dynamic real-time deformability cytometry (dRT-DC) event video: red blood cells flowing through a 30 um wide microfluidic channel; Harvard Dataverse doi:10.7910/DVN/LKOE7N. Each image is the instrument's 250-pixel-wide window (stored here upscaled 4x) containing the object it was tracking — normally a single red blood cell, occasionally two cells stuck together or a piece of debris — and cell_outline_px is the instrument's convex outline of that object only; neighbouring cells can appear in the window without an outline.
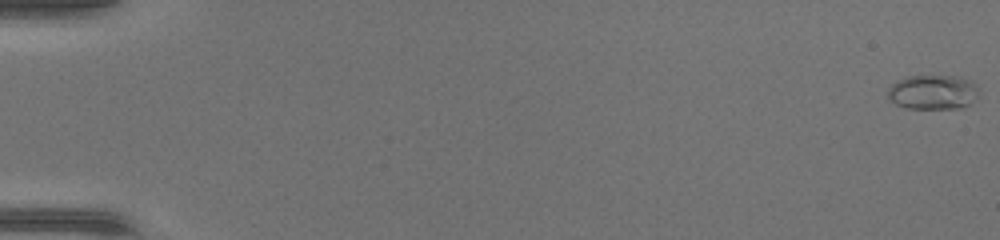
{"species": "common noctule bat (a hibernating species)", "species_latin": "Nyctalus noctula", "temperature_condition": "warm", "stored_images_in_passage": 48, "camera_frame_rate_fps": 3000, "um_per_image_px": 0.085, "animal": {"sex": "female", "body_mass_g": 17.0, "forearm_length_mm": 48.0}, "frame": {"image": 1, "passage_image": 1, "time_ms": 0.0, "image_size_px": [1000, 240], "cell_outline_px": [[980, 92], [976, 100], [960, 108], [908, 108], [896, 104], [888, 96], [888, 88], [896, 80], [908, 76], [960, 76], [972, 80], [976, 84]], "centroid_in_image_um": [79.35, 7.81], "position_along_channel_um": 5.7, "area_um2": 18.5}}
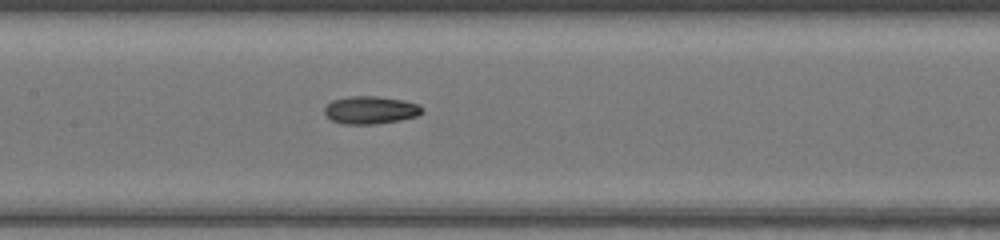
{"frame": {"image": 2, "passage_image": 25, "time_ms": 8.0, "image_size_px": [1000, 240], "cell_outline_px": [[424, 112], [416, 116], [400, 120], [376, 124], [344, 124], [332, 120], [324, 112], [324, 108], [332, 100], [348, 96], [376, 96], [404, 100], [420, 104], [424, 108]], "centroid_in_image_um": [31.53, 9.34], "position_along_channel_um": 175.9, "area_um2": 15.9}}
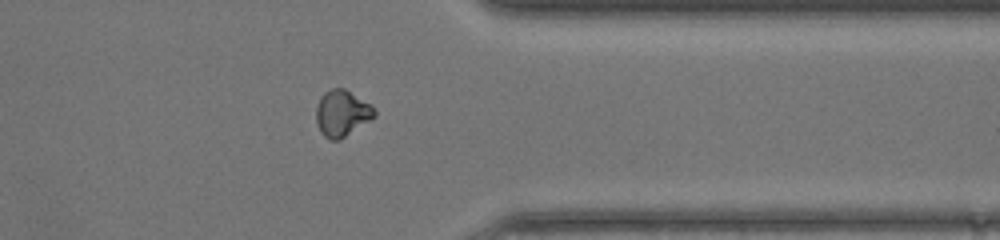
{"frame": {"image": 3, "passage_image": 39, "time_ms": 12.667, "image_size_px": [1000, 240], "cell_outline_px": [[376, 116], [340, 140], [332, 140], [324, 136], [320, 132], [316, 124], [316, 104], [320, 96], [324, 92], [332, 88], [344, 88], [372, 104], [376, 112]], "centroid_in_image_um": [29.05, 9.62], "position_along_channel_um": 382.3, "area_um2": 15.95}}